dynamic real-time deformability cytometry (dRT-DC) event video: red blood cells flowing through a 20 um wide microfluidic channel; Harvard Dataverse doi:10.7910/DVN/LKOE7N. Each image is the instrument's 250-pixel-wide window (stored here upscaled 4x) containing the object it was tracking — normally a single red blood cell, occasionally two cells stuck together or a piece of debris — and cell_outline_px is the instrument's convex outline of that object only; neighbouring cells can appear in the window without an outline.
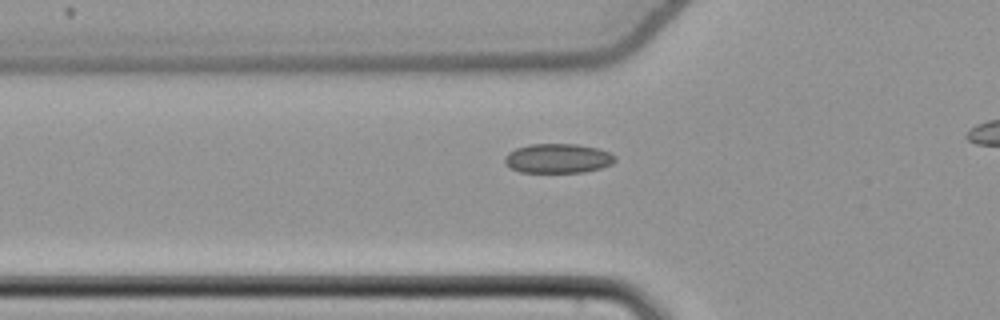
{"species": "common noctule bat (a hibernating species)", "species_latin": "Nyctalus noctula", "temperature_condition": "cold", "stored_images_in_passage": 42, "camera_frame_rate_fps": 3000, "um_per_image_px": 0.085, "animal": {"sex": "female", "body_mass_g": 22.7, "forearm_length_mm": 54.2}, "frame": {"image": 1, "passage_image": 16, "time_ms": 5.0, "image_size_px": [1000, 320], "cell_outline_px": [[616, 160], [612, 164], [600, 168], [584, 172], [520, 172], [504, 164], [504, 156], [508, 152], [516, 148], [528, 144], [576, 144], [600, 148], [616, 156]], "centroid_in_image_um": [47.41, 13.45], "position_along_channel_um": 78.4, "area_um2": 19.07}}
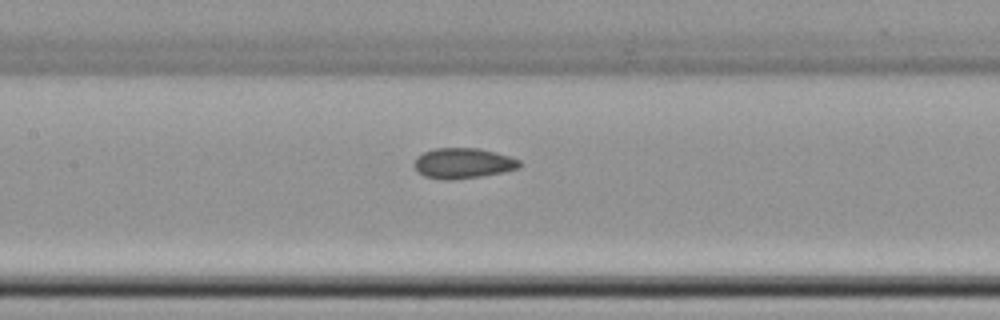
{"frame": {"image": 2, "passage_image": 23, "time_ms": 7.333, "image_size_px": [1000, 320], "cell_outline_px": [[520, 168], [504, 172], [480, 176], [452, 180], [444, 180], [424, 176], [412, 164], [416, 156], [424, 152], [436, 148], [480, 148], [496, 152], [520, 160]], "centroid_in_image_um": [39.35, 13.87], "position_along_channel_um": 168.0, "area_um2": 18.73}}
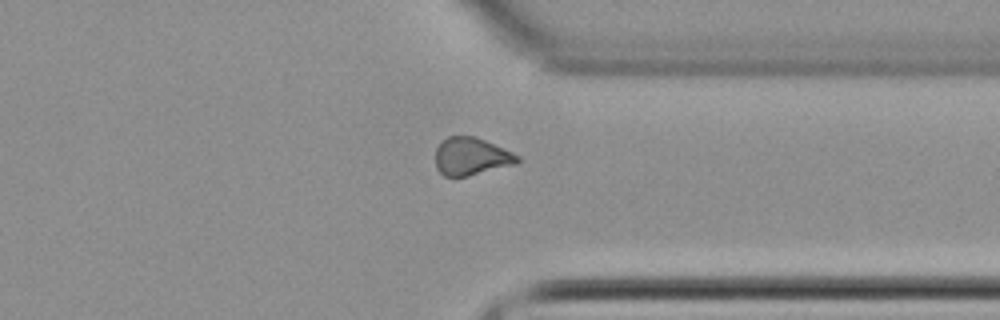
{"frame": {"image": 3, "passage_image": 39, "time_ms": 12.667, "image_size_px": [1000, 320], "cell_outline_px": [[520, 160], [516, 164], [468, 176], [444, 176], [436, 168], [436, 148], [448, 136], [476, 136], [504, 148], [520, 156]], "centroid_in_image_um": [40.07, 13.29], "position_along_channel_um": 371.3, "area_um2": 17.98}}